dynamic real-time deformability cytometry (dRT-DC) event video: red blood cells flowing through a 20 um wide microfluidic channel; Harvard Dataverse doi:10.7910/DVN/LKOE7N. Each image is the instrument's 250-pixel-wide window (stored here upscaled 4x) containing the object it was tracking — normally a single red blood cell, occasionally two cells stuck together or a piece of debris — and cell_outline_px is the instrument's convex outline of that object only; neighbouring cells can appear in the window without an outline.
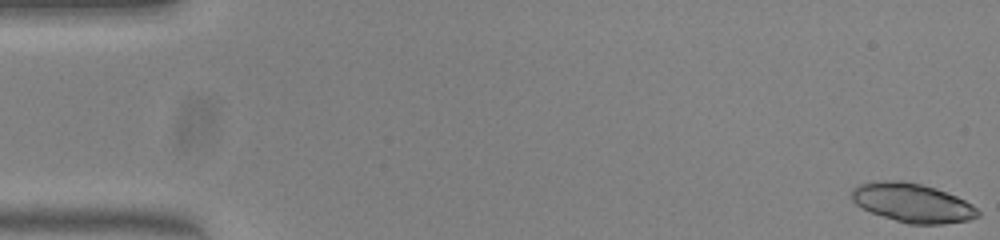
{"species": "common noctule bat (a hibernating species)", "species_latin": "Nyctalus noctula", "temperature_condition": "warm", "stored_images_in_passage": 51, "camera_frame_rate_fps": 3000, "um_per_image_px": 0.085, "animal": {"sex": "female", "body_mass_g": 23.0, "forearm_length_mm": 53.4}, "frame": {"image": 1, "passage_image": 1, "time_ms": 0.0, "image_size_px": [1000, 240], "cell_outline_px": [[980, 216], [968, 220], [944, 224], [908, 224], [872, 212], [856, 204], [852, 200], [852, 188], [860, 184], [872, 180], [904, 180], [936, 188], [956, 196], [972, 204], [980, 212]], "centroid_in_image_um": [77.56, 17.22], "position_along_channel_um": 7.4, "area_um2": 28.67}}
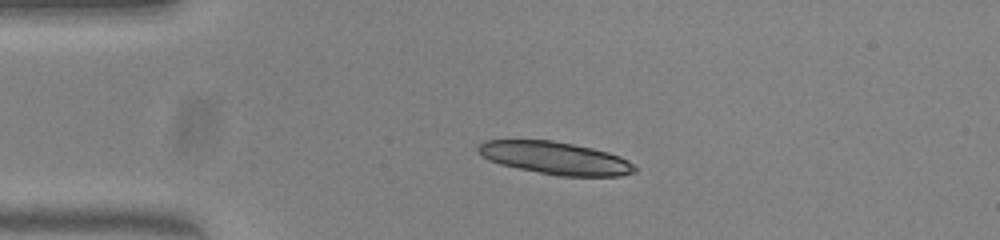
{"frame": {"image": 2, "passage_image": 12, "time_ms": 3.667, "image_size_px": [1000, 240], "cell_outline_px": [[636, 172], [620, 176], [560, 176], [500, 164], [488, 160], [476, 148], [484, 140], [552, 140], [592, 148], [608, 152], [620, 156], [628, 160], [636, 168]], "centroid_in_image_um": [47.22, 13.43], "position_along_channel_um": 37.8, "area_um2": 29.48}, "authors_computed_cell_mechanics": {"area_um2": 28.9578, "velocity_mm_per_s": 3.9638, "shape_relaxation_time_tau1_ms": 2.0151, "shape_relaxation_time_tau2_ms": 5.2662, "deformation_change_tau1": 0.2899, "deformation_change_tau2": 0.1047}}